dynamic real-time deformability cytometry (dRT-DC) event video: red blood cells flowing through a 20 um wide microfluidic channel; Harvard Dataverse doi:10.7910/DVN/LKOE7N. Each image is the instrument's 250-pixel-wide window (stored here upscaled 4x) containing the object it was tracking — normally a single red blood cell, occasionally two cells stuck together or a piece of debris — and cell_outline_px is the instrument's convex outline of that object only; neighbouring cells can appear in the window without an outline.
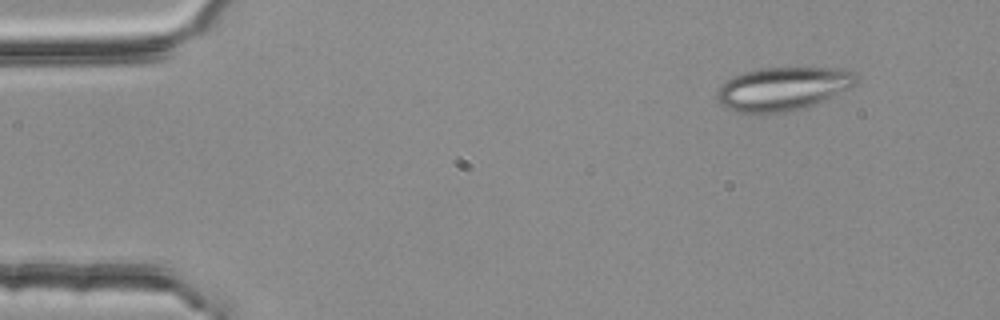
{"species": "common noctule bat (a hibernating species)", "species_latin": "Nyctalus noctula", "temperature_condition": "room temperature", "stored_images_in_passage": 4, "segment_of_instrument_passage": [1, 2], "camera_frame_rate_fps": 3000, "um_per_image_px": 0.085, "animal": {"sex": "female", "body_mass_g": 25.1}, "frame": {"image": 1, "passage_image": 1, "time_ms": 0.0, "image_size_px": [1000, 320], "cell_outline_px": [[856, 84], [852, 88], [816, 104], [784, 112], [740, 112], [724, 108], [716, 100], [716, 92], [728, 80], [744, 72], [760, 68], [844, 68], [856, 72]], "centroid_in_image_um": [66.59, 7.53], "position_along_channel_um": 18.4, "area_um2": 35.08}}